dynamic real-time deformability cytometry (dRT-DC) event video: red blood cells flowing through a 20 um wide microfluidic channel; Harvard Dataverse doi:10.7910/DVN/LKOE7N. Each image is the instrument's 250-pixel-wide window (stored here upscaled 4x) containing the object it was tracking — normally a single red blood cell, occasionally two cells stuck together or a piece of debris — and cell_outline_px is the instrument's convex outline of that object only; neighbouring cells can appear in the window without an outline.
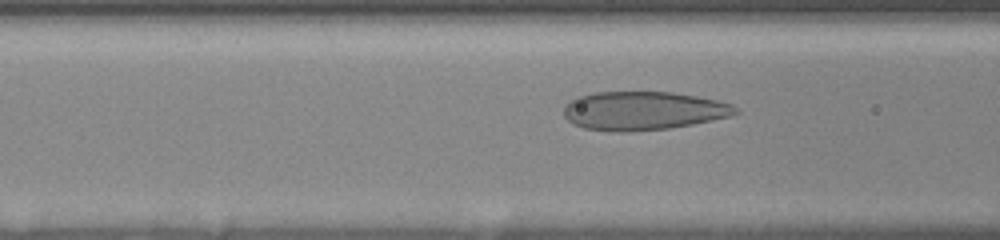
{"species": "human", "species_latin": "Homo sapiens", "temperature_condition": "room temperature", "stored_images_in_passage": 42, "camera_frame_rate_fps": 3000, "um_per_image_px": 0.085, "donor": {"sex": "female"}, "frame": {"image": 1, "passage_image": 12, "time_ms": 3.667, "image_size_px": [1000, 240], "cell_outline_px": [[740, 112], [732, 116], [692, 124], [668, 128], [632, 132], [608, 132], [584, 128], [572, 124], [564, 116], [564, 108], [576, 96], [592, 92], [672, 92], [696, 96], [716, 100], [732, 104]], "centroid_in_image_um": [54.65, 9.42], "position_along_channel_um": 111.9, "area_um2": 38.84}}
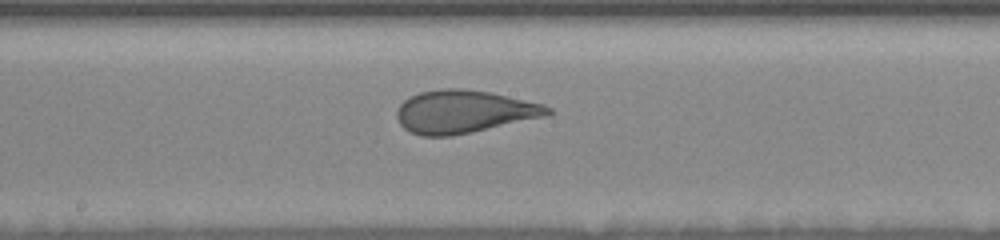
{"frame": {"image": 2, "passage_image": 20, "time_ms": 6.333, "image_size_px": [1000, 240], "cell_outline_px": [[552, 112], [548, 116], [472, 132], [452, 136], [420, 136], [404, 128], [400, 124], [396, 116], [396, 112], [400, 104], [404, 100], [420, 92], [440, 88], [464, 88], [488, 92], [544, 104], [552, 108]], "centroid_in_image_um": [39.44, 9.49], "position_along_channel_um": 208.8, "area_um2": 37.74}}
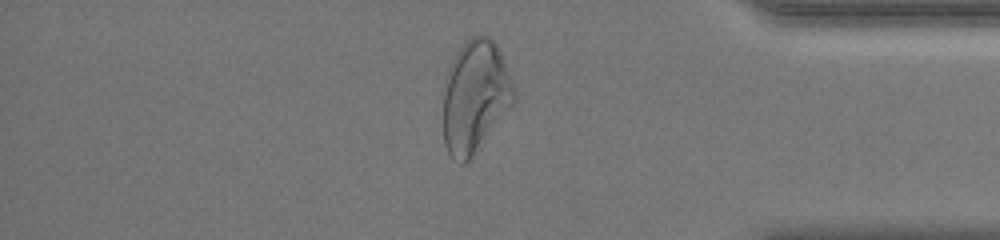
{"frame": {"image": 3, "passage_image": 37, "time_ms": 12.0, "image_size_px": [1000, 240], "cell_outline_px": [[516, 100], [472, 160], [464, 164], [460, 164], [448, 152], [444, 144], [444, 92], [452, 60], [456, 52], [472, 36], [488, 36], [496, 44], [500, 52], [516, 92]], "centroid_in_image_um": [40.41, 8.28], "position_along_channel_um": 394.8, "area_um2": 46.12}}